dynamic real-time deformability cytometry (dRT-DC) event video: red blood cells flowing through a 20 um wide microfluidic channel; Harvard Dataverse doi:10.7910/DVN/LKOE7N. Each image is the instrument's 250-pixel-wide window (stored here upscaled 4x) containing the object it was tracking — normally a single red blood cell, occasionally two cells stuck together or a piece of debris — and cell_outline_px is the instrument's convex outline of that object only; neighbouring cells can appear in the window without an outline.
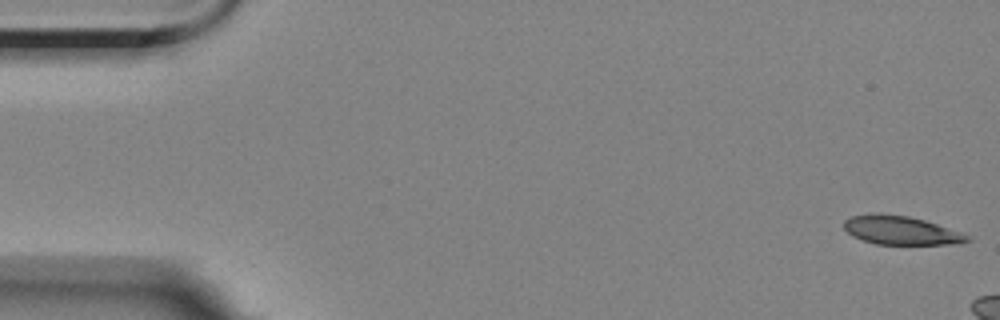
{"species": "Egyptian fruit bat (a non-hibernating species)", "species_latin": "Rousettus aegyptiacus", "temperature_condition": "room temperature", "stored_images_in_passage": 3, "camera_frame_rate_fps": 3000, "um_per_image_px": 0.085, "animal": {"sex": "female"}, "frame": {"image": 1, "passage_image": 1, "time_ms": 0.0, "image_size_px": [1000, 320], "cell_outline_px": [[972, 240], [960, 244], [876, 244], [852, 236], [844, 228], [844, 220], [852, 216], [908, 216], [924, 220], [960, 232], [968, 236]], "centroid_in_image_um": [76.64, 19.63], "position_along_channel_um": 8.4, "area_um2": 19.71}}